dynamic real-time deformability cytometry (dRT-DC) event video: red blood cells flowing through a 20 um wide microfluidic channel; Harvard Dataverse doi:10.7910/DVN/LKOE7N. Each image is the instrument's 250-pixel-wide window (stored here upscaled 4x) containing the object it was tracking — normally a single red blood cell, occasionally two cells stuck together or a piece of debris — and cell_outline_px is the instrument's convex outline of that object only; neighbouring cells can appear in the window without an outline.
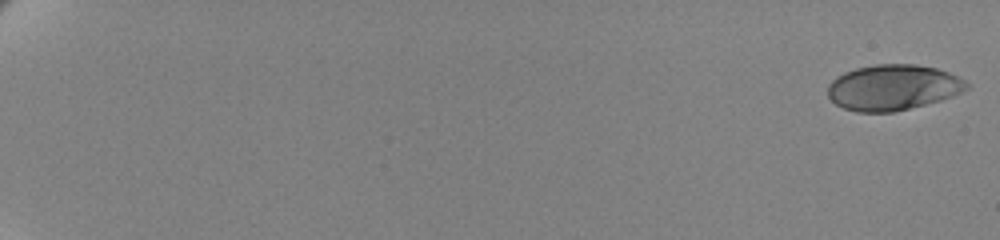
{"species": "human", "species_latin": "Homo sapiens", "temperature_condition": "cold", "stored_images_in_passage": 62, "camera_frame_rate_fps": 3000, "um_per_image_px": 0.085, "donor": {"sex": "female"}, "frame": {"image": 1, "passage_image": 1, "time_ms": 0.0, "image_size_px": [1000, 240], "cell_outline_px": [[972, 84], [968, 88], [952, 96], [940, 100], [892, 112], [856, 112], [844, 108], [836, 104], [828, 96], [828, 84], [836, 76], [844, 72], [856, 68], [876, 64], [916, 64], [936, 68], [948, 72]], "centroid_in_image_um": [75.88, 7.42], "position_along_channel_um": 9.1, "area_um2": 36.82}}
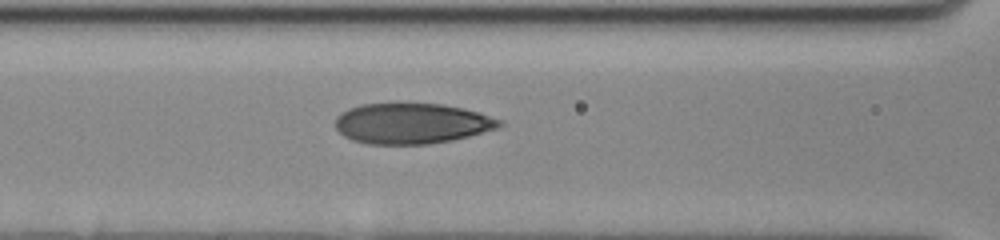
{"frame": {"image": 2, "passage_image": 31, "time_ms": 10.0, "image_size_px": [1000, 240], "cell_outline_px": [[504, 124], [500, 128], [452, 140], [428, 144], [368, 144], [352, 140], [344, 136], [336, 128], [336, 116], [340, 112], [348, 108], [360, 104], [444, 104], [464, 108], [480, 112], [500, 120]], "centroid_in_image_um": [35.01, 10.49], "position_along_channel_um": 131.6, "area_um2": 38.9}}
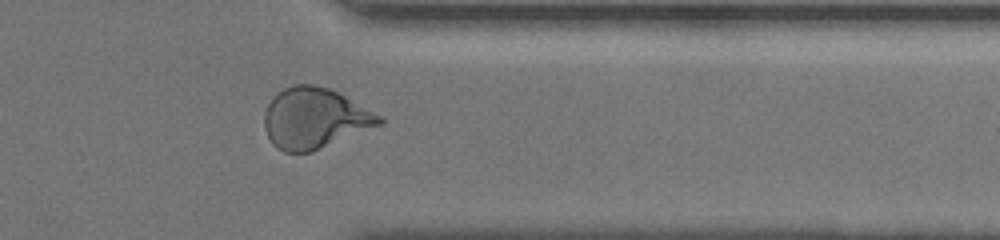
{"frame": {"image": 3, "passage_image": 53, "time_ms": 17.333, "image_size_px": [1000, 240], "cell_outline_px": [[384, 124], [312, 152], [284, 152], [276, 148], [272, 144], [264, 128], [264, 112], [272, 96], [284, 88], [292, 84], [312, 84], [328, 88], [340, 92], [380, 116], [384, 120]], "centroid_in_image_um": [26.74, 10.05], "position_along_channel_um": 384.7, "area_um2": 40.98}, "authors_computed_cell_mechanics": {"area_um2": 38.2925, "velocity_mm_per_s": 3.4579, "shape_relaxation_time_tau1_ms": 5.2935, "shape_relaxation_time_tau2_ms": 0.8124, "deformation_change_tau1": 0.1866, "deformation_change_tau2": 0.0575}}